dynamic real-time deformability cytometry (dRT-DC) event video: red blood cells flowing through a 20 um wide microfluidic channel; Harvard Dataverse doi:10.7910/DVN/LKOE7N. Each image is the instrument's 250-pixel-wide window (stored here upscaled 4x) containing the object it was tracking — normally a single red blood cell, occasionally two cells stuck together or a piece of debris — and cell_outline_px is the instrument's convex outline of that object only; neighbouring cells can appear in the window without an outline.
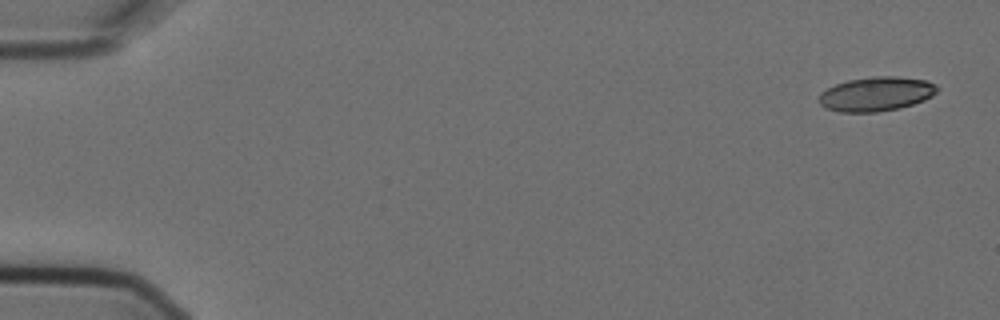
{"species": "Egyptian fruit bat (a non-hibernating species)", "species_latin": "Rousettus aegyptiacus", "temperature_condition": "cold", "stored_images_in_passage": 5, "camera_frame_rate_fps": 3000, "um_per_image_px": 0.085, "animal": {"sex": "female"}, "frame": {"image": 1, "passage_image": 1, "time_ms": 0.0, "image_size_px": [1000, 320], "cell_outline_px": [[940, 88], [932, 96], [924, 100], [900, 108], [876, 112], [840, 112], [824, 108], [816, 100], [820, 92], [836, 84], [848, 80], [872, 76], [896, 76], [928, 80], [936, 84]], "centroid_in_image_um": [74.46, 7.98], "position_along_channel_um": 10.5, "area_um2": 23.93}}
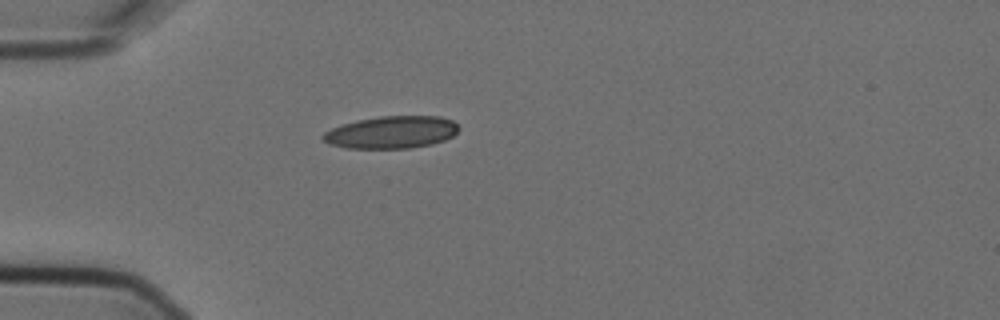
{"frame": {"image": 2, "passage_image": 5, "time_ms": 1.333, "image_size_px": [1000, 320], "cell_outline_px": [[460, 128], [452, 136], [444, 140], [432, 144], [408, 148], [344, 148], [328, 144], [320, 140], [320, 136], [324, 132], [332, 128], [356, 120], [380, 116], [440, 116], [452, 120]], "centroid_in_image_um": [33.23, 11.24], "position_along_channel_um": 51.8, "area_um2": 25.72}}